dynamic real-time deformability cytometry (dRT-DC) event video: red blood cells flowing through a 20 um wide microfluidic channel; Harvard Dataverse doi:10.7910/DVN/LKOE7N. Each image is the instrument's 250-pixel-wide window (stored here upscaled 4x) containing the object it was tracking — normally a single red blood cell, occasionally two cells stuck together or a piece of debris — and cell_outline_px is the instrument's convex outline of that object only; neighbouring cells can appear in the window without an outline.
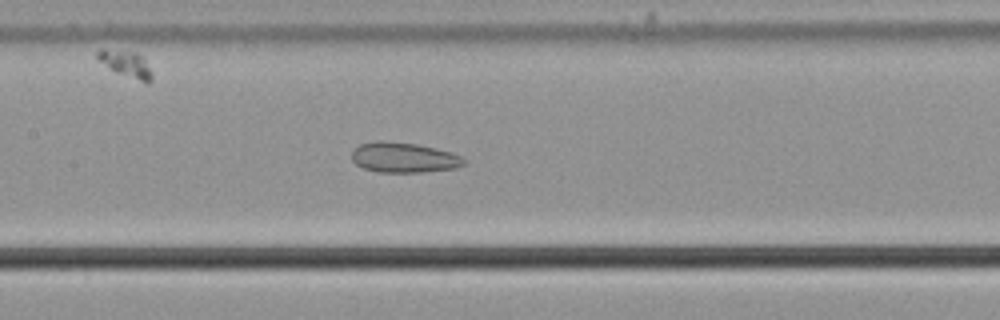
{"species": "common noctule bat (a hibernating species)", "species_latin": "Nyctalus noctula", "temperature_condition": "cold", "stored_images_in_passage": 56, "camera_frame_rate_fps": 3000, "um_per_image_px": 0.085, "animal": {"sex": "male", "body_mass_g": 21.5, "forearm_length_mm": 52.0}, "frame": {"image": 1, "passage_image": 27, "time_ms": 8.667, "image_size_px": [1000, 320], "cell_outline_px": [[464, 164], [456, 168], [424, 172], [376, 172], [364, 168], [356, 164], [352, 160], [352, 152], [360, 144], [380, 140], [416, 144], [436, 148], [452, 152], [460, 156], [464, 160]], "centroid_in_image_um": [34.32, 13.39], "position_along_channel_um": 173.1, "area_um2": 19.65}}
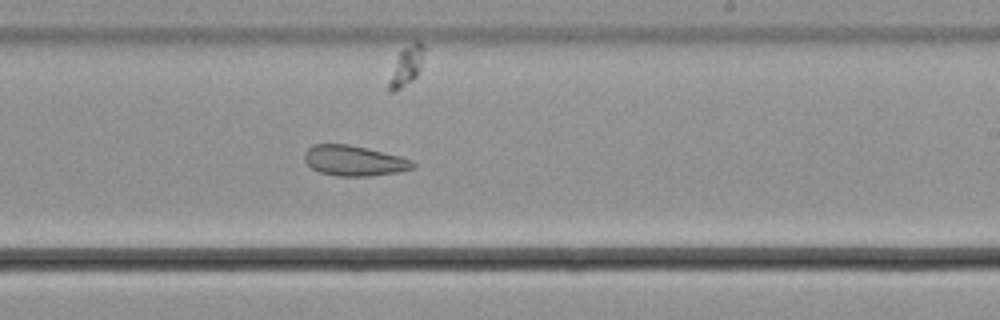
{"frame": {"image": 2, "passage_image": 34, "time_ms": 11.0, "image_size_px": [1000, 320], "cell_outline_px": [[416, 168], [396, 172], [368, 176], [336, 176], [320, 172], [312, 168], [304, 160], [304, 152], [312, 144], [348, 144], [400, 156], [412, 160], [416, 164]], "centroid_in_image_um": [30.09, 13.66], "position_along_channel_um": 258.9, "area_um2": 19.13}}
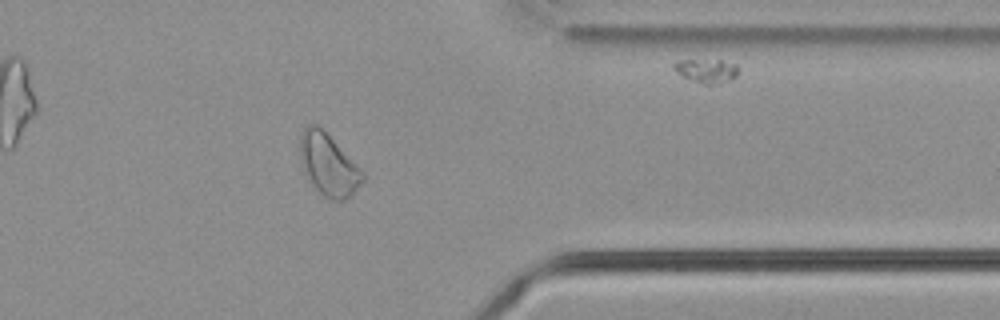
{"frame": {"image": 3, "passage_image": 45, "time_ms": 14.667, "image_size_px": [1000, 320], "cell_outline_px": [[368, 176], [344, 200], [332, 200], [324, 196], [316, 188], [308, 176], [304, 168], [300, 156], [300, 136], [304, 128], [308, 124], [316, 124]], "centroid_in_image_um": [27.92, 14.0], "position_along_channel_um": 383.5, "area_um2": 21.68}, "authors_computed_cell_mechanics": {"area_um2": 24.1893, "velocity_mm_per_s": 3.695, "shape_relaxation_time_tau1_ms": null, "shape_relaxation_time_tau2_ms": 5.9293, "deformation_change_tau1": null, "deformation_change_tau2": 0.1338}}